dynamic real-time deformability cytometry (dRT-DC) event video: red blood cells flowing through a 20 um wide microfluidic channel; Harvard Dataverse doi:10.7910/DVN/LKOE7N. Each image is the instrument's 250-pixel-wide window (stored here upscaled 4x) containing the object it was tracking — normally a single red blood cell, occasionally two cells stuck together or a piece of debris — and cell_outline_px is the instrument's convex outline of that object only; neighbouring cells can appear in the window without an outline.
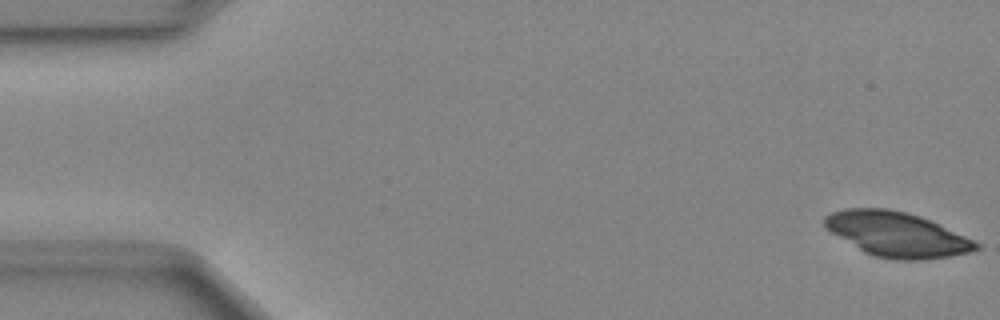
{"species": "Egyptian fruit bat (a non-hibernating species)", "species_latin": "Rousettus aegyptiacus", "temperature_condition": "cold", "stored_images_in_passage": 48, "camera_frame_rate_fps": 3000, "um_per_image_px": 0.085, "animal": {"sex": "female"}, "frame": {"image": 1, "passage_image": 1, "time_ms": 0.0, "image_size_px": [1000, 320], "cell_outline_px": [[980, 248], [968, 252], [948, 256], [920, 260], [896, 260], [872, 256], [864, 252], [832, 232], [824, 224], [824, 216], [832, 212], [848, 208], [888, 208], [920, 216], [964, 236], [980, 244]], "centroid_in_image_um": [76.21, 19.92], "position_along_channel_um": 8.8, "area_um2": 38.84}}